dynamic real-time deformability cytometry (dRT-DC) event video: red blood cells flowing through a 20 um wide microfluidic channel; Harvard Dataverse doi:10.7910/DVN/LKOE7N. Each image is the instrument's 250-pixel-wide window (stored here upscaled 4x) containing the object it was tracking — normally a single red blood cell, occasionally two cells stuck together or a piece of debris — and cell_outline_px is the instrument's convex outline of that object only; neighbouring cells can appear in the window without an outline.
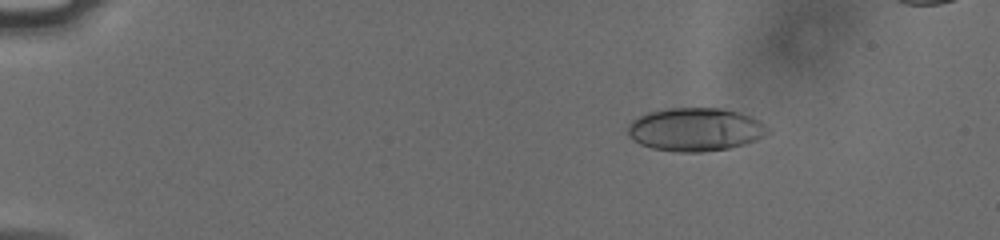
{"species": "human", "species_latin": "Homo sapiens", "temperature_condition": "cold", "stored_images_in_passage": 57, "camera_frame_rate_fps": 3000, "um_per_image_px": 0.085, "donor": {"sex": "male"}, "frame": {"image": 1, "passage_image": 10, "time_ms": 3.0, "image_size_px": [1000, 240], "cell_outline_px": [[772, 132], [756, 140], [744, 144], [728, 148], [700, 152], [680, 152], [652, 148], [640, 144], [632, 140], [628, 136], [628, 124], [632, 120], [648, 112], [668, 108], [724, 108], [752, 116], [760, 120]], "centroid_in_image_um": [59.12, 11.0], "position_along_channel_um": 25.9, "area_um2": 35.49}}
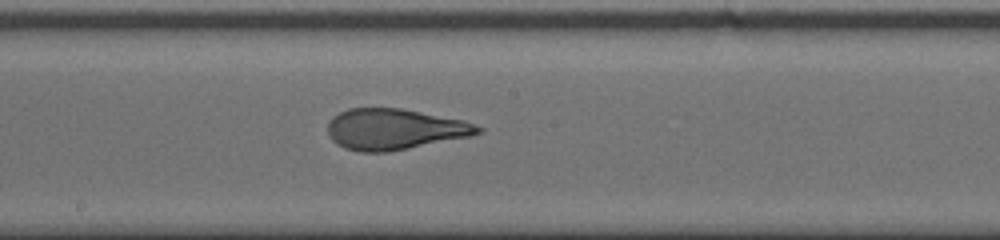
{"frame": {"image": 2, "passage_image": 33, "time_ms": 10.667, "image_size_px": [1000, 240], "cell_outline_px": [[484, 128], [480, 132], [472, 136], [388, 152], [360, 152], [344, 148], [332, 140], [328, 132], [328, 120], [332, 116], [348, 108], [400, 108], [464, 120]], "centroid_in_image_um": [33.52, 10.98], "position_along_channel_um": 214.7, "area_um2": 35.84}}
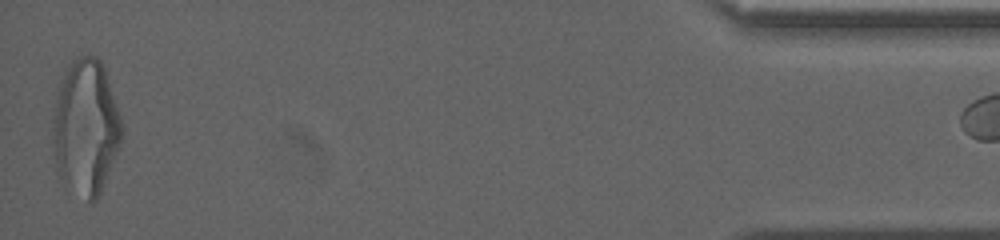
{"frame": {"image": 3, "passage_image": 56, "time_ms": 18.333, "image_size_px": [1000, 240], "cell_outline_px": [[124, 132], [120, 144], [100, 192], [96, 200], [92, 204], [60, 176], [56, 164], [52, 128], [52, 108], [56, 88], [60, 80], [72, 60], [76, 56], [96, 56], [100, 60], [104, 68], [124, 128]], "centroid_in_image_um": [7.27, 10.74], "position_along_channel_um": 427.9, "area_um2": 54.04}}